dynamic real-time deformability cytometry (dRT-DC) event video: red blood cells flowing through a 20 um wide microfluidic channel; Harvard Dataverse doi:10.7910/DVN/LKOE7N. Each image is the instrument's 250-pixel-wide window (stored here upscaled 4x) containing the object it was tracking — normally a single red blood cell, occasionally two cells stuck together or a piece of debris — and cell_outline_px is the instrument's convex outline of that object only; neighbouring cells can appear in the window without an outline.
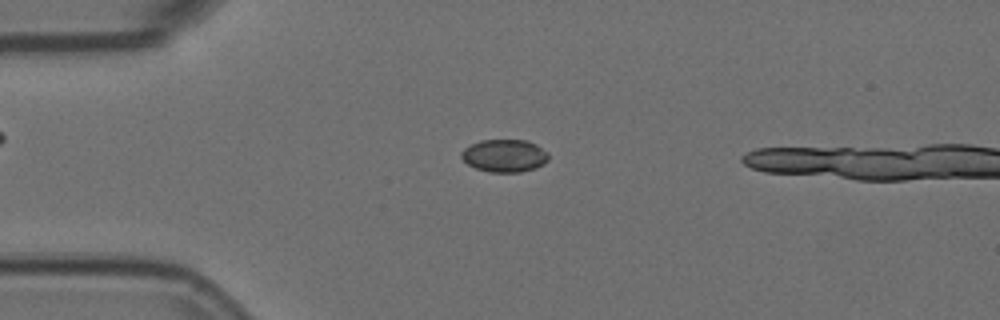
{"species": "Egyptian fruit bat (a non-hibernating species)", "species_latin": "Rousettus aegyptiacus", "temperature_condition": "room temperature", "stored_images_in_passage": 49, "camera_frame_rate_fps": 3000, "um_per_image_px": 0.085, "animal": {"sex": "female"}, "frame": {"image": 1, "passage_image": 13, "time_ms": 4.0, "image_size_px": [1000, 320], "cell_outline_px": [[548, 160], [544, 164], [536, 168], [520, 172], [488, 172], [476, 168], [468, 164], [460, 156], [460, 152], [464, 148], [480, 140], [528, 140], [536, 144], [548, 152]], "centroid_in_image_um": [42.89, 13.23], "position_along_channel_um": 42.1, "area_um2": 16.7}}
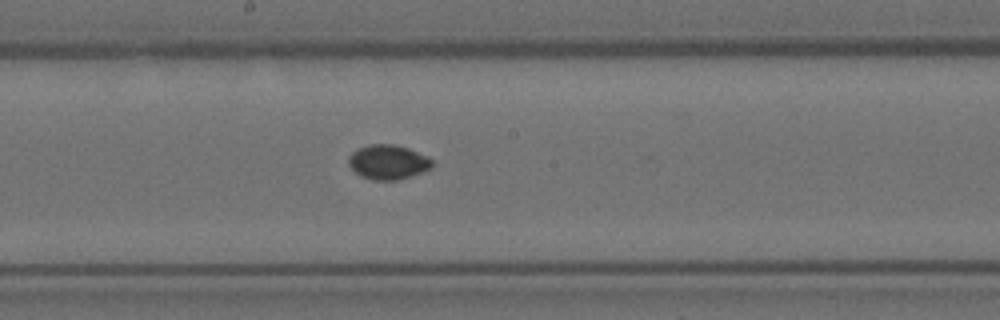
{"frame": {"image": 2, "passage_image": 29, "time_ms": 9.333, "image_size_px": [1000, 320], "cell_outline_px": [[432, 168], [396, 180], [372, 180], [360, 176], [348, 164], [348, 156], [352, 152], [368, 144], [392, 144], [408, 148], [428, 156], [432, 160]], "centroid_in_image_um": [32.96, 13.77], "position_along_channel_um": 215.2, "area_um2": 16.7}}
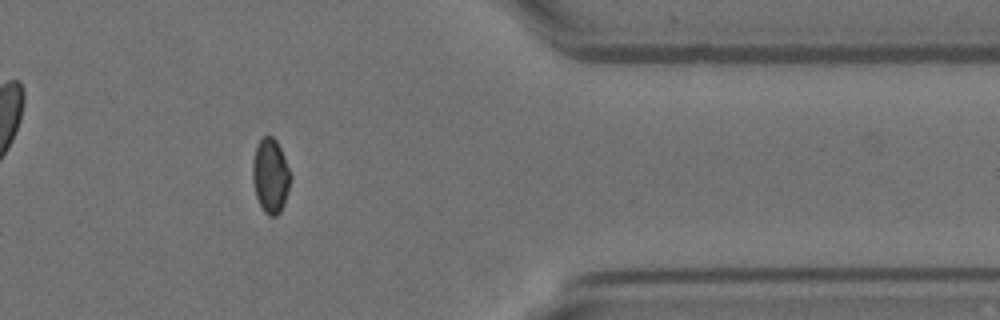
{"frame": {"image": 3, "passage_image": 45, "time_ms": 14.667, "image_size_px": [1000, 320], "cell_outline_px": [[292, 176], [284, 204], [280, 212], [276, 216], [268, 216], [264, 212], [256, 196], [252, 180], [252, 160], [256, 148], [260, 140], [264, 136], [272, 136], [276, 140], [284, 156]], "centroid_in_image_um": [22.99, 14.95], "position_along_channel_um": 388.4, "area_um2": 16.47}}